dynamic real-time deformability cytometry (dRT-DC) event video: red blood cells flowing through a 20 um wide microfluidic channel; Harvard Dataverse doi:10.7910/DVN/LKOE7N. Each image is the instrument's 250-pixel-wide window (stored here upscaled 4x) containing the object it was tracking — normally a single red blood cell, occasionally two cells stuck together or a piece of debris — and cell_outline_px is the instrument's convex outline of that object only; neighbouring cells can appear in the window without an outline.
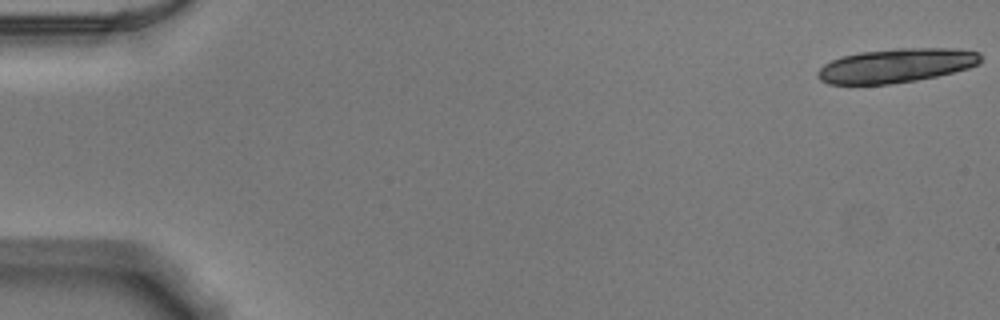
{"species": "Egyptian fruit bat (a non-hibernating species)", "species_latin": "Rousettus aegyptiacus", "temperature_condition": "warm", "stored_images_in_passage": 19, "camera_frame_rate_fps": 3000, "um_per_image_px": 0.085, "animal": {"sex": "male"}, "frame": {"image": 1, "passage_image": 1, "time_ms": 0.0, "image_size_px": [1000, 320], "cell_outline_px": [[980, 64], [968, 68], [936, 76], [916, 80], [888, 84], [828, 84], [820, 80], [816, 76], [816, 72], [824, 64], [832, 60], [844, 56], [860, 52], [896, 48], [952, 48], [980, 52]], "centroid_in_image_um": [76.16, 5.57], "position_along_channel_um": 8.8, "area_um2": 32.31}}